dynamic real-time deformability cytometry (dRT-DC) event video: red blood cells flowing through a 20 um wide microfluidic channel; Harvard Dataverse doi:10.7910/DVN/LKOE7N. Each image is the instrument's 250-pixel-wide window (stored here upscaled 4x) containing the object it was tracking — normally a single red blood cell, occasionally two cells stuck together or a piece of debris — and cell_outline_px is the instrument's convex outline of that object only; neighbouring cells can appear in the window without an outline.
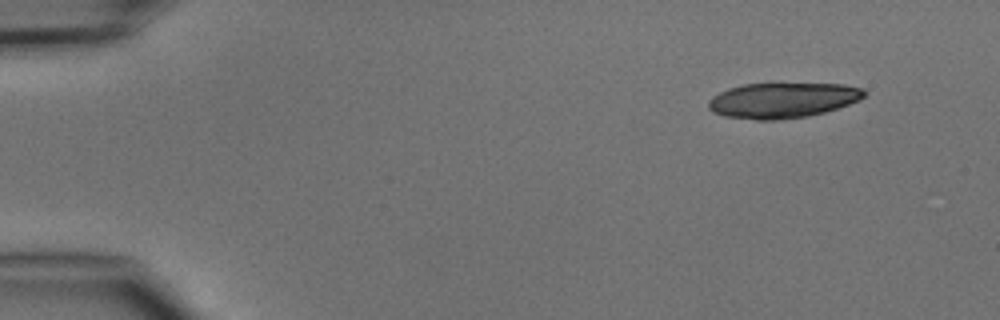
{"species": "common noctule bat (a hibernating species)", "species_latin": "Nyctalus noctula", "temperature_condition": "cold", "stored_images_in_passage": 5, "camera_frame_rate_fps": 3000, "um_per_image_px": 0.085, "animal": {"sex": "male", "body_mass_g": 15.6}, "frame": {"image": 1, "passage_image": 1, "time_ms": 0.0, "image_size_px": [1000, 320], "cell_outline_px": [[868, 92], [860, 100], [824, 112], [808, 116], [776, 120], [756, 120], [724, 116], [712, 112], [708, 108], [708, 100], [712, 96], [728, 88], [744, 84], [772, 80], [844, 84], [864, 88]], "centroid_in_image_um": [66.53, 8.46], "position_along_channel_um": 18.5, "area_um2": 33.58}}